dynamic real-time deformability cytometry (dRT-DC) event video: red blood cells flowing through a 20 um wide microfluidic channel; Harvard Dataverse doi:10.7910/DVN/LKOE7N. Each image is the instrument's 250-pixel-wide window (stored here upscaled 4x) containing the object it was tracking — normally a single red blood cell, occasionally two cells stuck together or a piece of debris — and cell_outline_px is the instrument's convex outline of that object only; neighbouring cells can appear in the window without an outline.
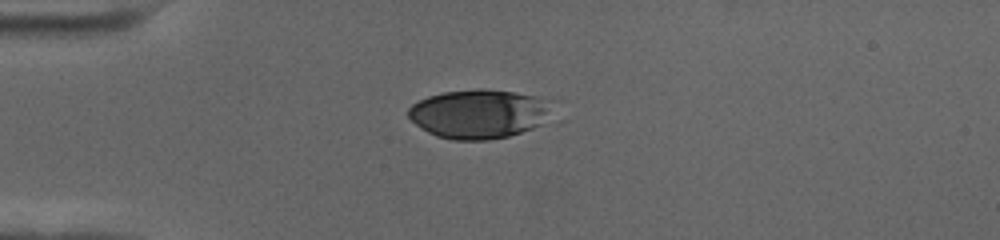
{"species": "human", "species_latin": "Homo sapiens", "temperature_condition": "cold", "stored_images_in_passage": 44, "camera_frame_rate_fps": 3000, "um_per_image_px": 0.085, "donor": {"sex": "female"}, "frame": {"image": 1, "passage_image": 1, "time_ms": 0.0, "image_size_px": [1000, 240], "cell_outline_px": [[552, 120], [532, 128], [508, 136], [488, 140], [452, 140], [436, 136], [428, 132], [416, 124], [408, 116], [408, 108], [412, 104], [428, 96], [444, 92], [480, 88], [484, 88], [512, 92], [536, 96]], "centroid_in_image_um": [40.62, 9.69], "position_along_channel_um": 44.4, "area_um2": 40.46}}
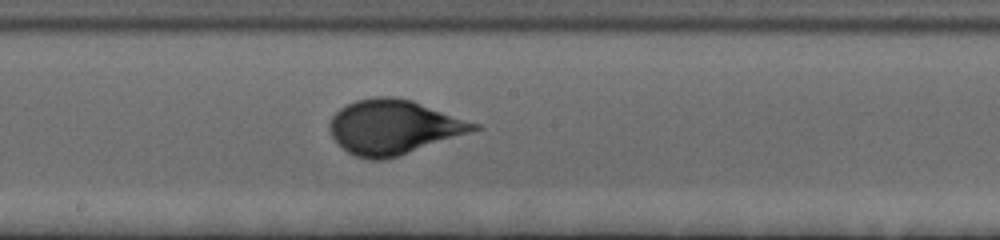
{"frame": {"image": 2, "passage_image": 18, "time_ms": 5.667, "image_size_px": [1000, 240], "cell_outline_px": [[484, 128], [384, 160], [372, 160], [356, 156], [348, 152], [332, 136], [328, 128], [328, 124], [332, 116], [340, 108], [356, 100], [376, 96], [392, 96], [412, 100], [480, 124]], "centroid_in_image_um": [33.46, 10.79], "position_along_channel_um": 214.7, "area_um2": 45.49}}
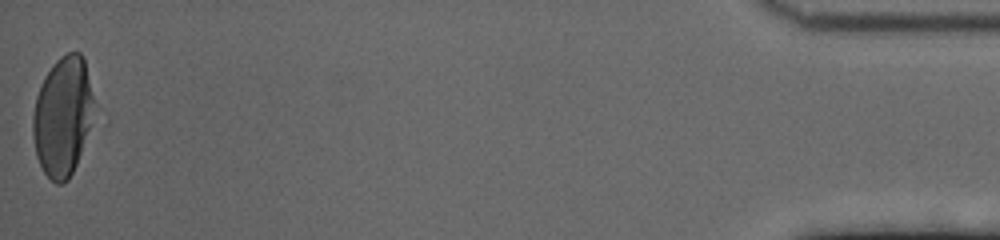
{"frame": {"image": 3, "passage_image": 44, "time_ms": 14.333, "image_size_px": [1000, 240], "cell_outline_px": [[92, 100], [88, 128], [76, 164], [68, 180], [64, 184], [56, 184], [44, 172], [36, 156], [32, 136], [32, 116], [36, 96], [44, 76], [52, 64], [60, 56], [68, 52], [80, 52], [84, 60], [92, 96]], "centroid_in_image_um": [5.26, 9.89], "position_along_channel_um": 429.9, "area_um2": 41.62}, "authors_computed_cell_mechanics": {"area_um2": 43.2633, "velocity_mm_per_s": 3.4845, "shape_relaxation_time_tau1_ms": 4.6733, "shape_relaxation_time_tau2_ms": null, "deformation_change_tau1": 0.1994, "deformation_change_tau2": null}}